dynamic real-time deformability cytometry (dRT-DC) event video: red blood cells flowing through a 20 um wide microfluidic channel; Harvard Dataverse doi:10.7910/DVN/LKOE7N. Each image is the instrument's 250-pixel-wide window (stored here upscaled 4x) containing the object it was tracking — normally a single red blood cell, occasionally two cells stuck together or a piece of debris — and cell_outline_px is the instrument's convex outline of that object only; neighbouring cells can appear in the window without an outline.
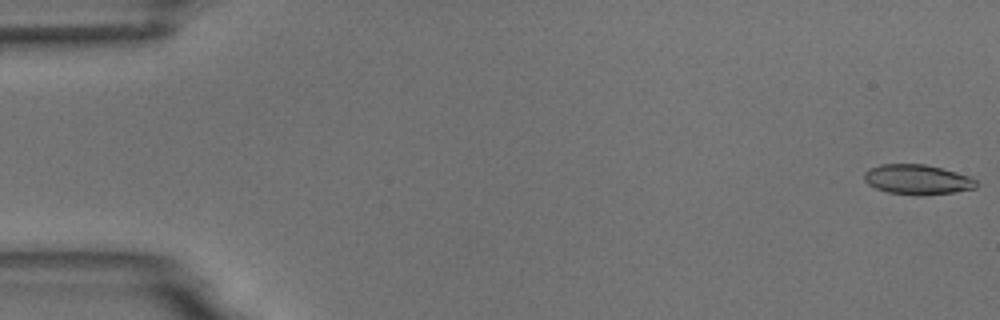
{"species": "common noctule bat (a hibernating species)", "species_latin": "Nyctalus noctula", "temperature_condition": "room temperature", "stored_images_in_passage": 5, "camera_frame_rate_fps": 3000, "um_per_image_px": 0.085, "animal": {"sex": "male", "body_mass_g": 18.8}, "frame": {"image": 1, "passage_image": 1, "time_ms": 0.0, "image_size_px": [1000, 320], "cell_outline_px": [[980, 184], [976, 188], [956, 192], [920, 196], [888, 192], [876, 188], [868, 184], [864, 180], [864, 172], [880, 164], [924, 164], [956, 172], [968, 176], [976, 180]], "centroid_in_image_um": [78.0, 15.27], "position_along_channel_um": 7.0, "area_um2": 19.59}}
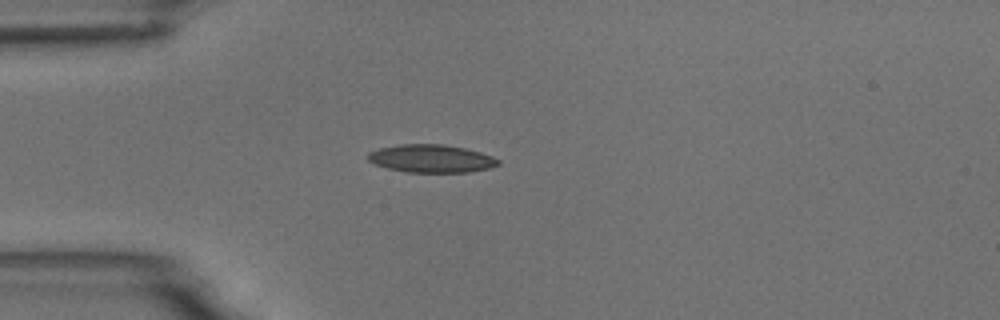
{"frame": {"image": 2, "passage_image": 5, "time_ms": 4.667, "image_size_px": [1000, 320], "cell_outline_px": [[500, 164], [488, 168], [468, 172], [408, 172], [388, 168], [376, 164], [368, 160], [368, 152], [380, 148], [400, 144], [444, 144], [464, 148], [480, 152], [492, 156], [500, 160]], "centroid_in_image_um": [36.67, 13.47], "position_along_channel_um": 48.3, "area_um2": 21.04}}